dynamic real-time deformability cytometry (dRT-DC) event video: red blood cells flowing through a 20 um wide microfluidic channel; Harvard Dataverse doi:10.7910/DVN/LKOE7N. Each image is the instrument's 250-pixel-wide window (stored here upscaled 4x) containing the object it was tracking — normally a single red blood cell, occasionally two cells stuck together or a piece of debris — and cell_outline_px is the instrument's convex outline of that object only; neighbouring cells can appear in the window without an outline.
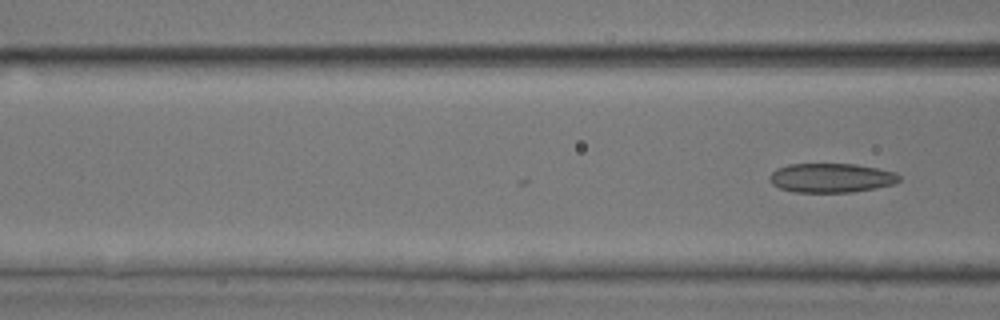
{"species": "common noctule bat (a hibernating species)", "species_latin": "Nyctalus noctula", "temperature_condition": "room temperature", "stored_images_in_passage": 21, "camera_frame_rate_fps": 3000, "um_per_image_px": 0.085, "animal": {"sex": "male", "body_mass_g": 17.9, "forearm_length_mm": 54.2}, "frame": {"image": 1, "passage_image": 21, "time_ms": 6.667, "image_size_px": [1000, 320], "cell_outline_px": [[900, 180], [896, 184], [876, 188], [852, 192], [796, 192], [780, 188], [772, 184], [768, 180], [768, 176], [776, 168], [788, 164], [856, 164], [896, 172], [900, 176]], "centroid_in_image_um": [70.65, 15.12], "position_along_channel_um": 95.9, "area_um2": 22.25}}